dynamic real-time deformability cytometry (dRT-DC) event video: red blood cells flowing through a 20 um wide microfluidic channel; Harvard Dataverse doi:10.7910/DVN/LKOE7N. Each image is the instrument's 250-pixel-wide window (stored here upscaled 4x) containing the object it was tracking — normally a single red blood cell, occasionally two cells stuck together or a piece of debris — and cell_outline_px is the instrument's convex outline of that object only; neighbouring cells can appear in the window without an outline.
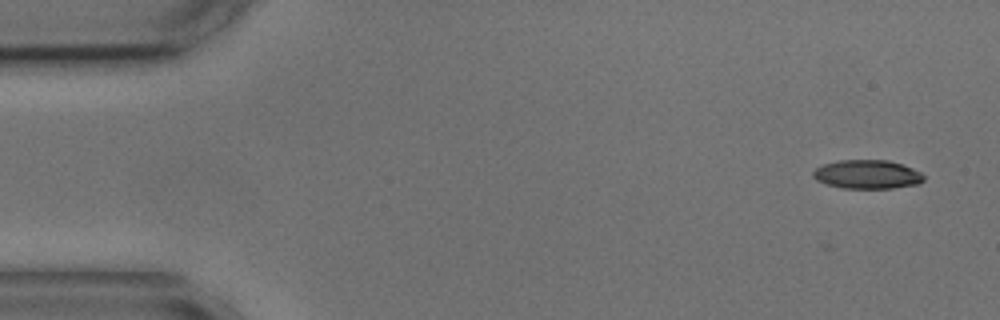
{"species": "common noctule bat (a hibernating species)", "species_latin": "Nyctalus noctula", "temperature_condition": "cold", "stored_images_in_passage": 50, "camera_frame_rate_fps": 3000, "um_per_image_px": 0.085, "animal": {"sex": "male", "body_mass_g": 17.9, "forearm_length_mm": 54.2}, "frame": {"image": 1, "passage_image": 1, "time_ms": 0.0, "image_size_px": [1000, 320], "cell_outline_px": [[924, 180], [916, 184], [892, 188], [844, 188], [828, 184], [816, 180], [812, 176], [812, 172], [816, 168], [824, 164], [836, 160], [888, 160], [912, 168], [920, 172], [924, 176]], "centroid_in_image_um": [73.69, 14.81], "position_along_channel_um": 11.3, "area_um2": 18.44}}
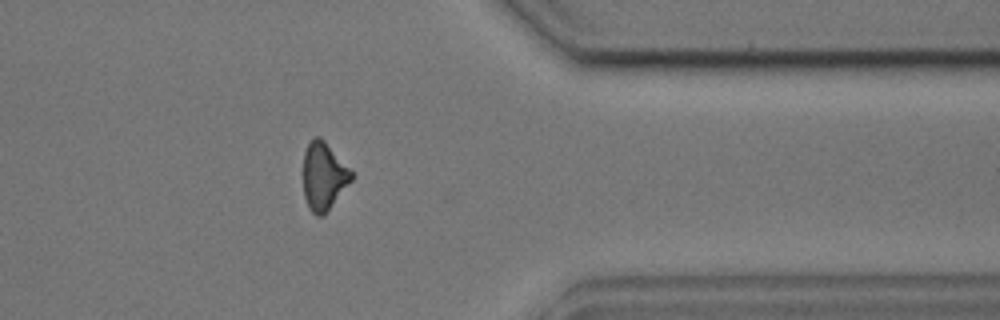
{"frame": {"image": 2, "passage_image": 42, "time_ms": 13.667, "image_size_px": [1000, 320], "cell_outline_px": [[352, 180], [324, 216], [316, 216], [308, 208], [304, 196], [304, 152], [308, 144], [316, 136], [320, 136], [324, 140], [352, 172]], "centroid_in_image_um": [27.5, 15.01], "position_along_channel_um": 383.9, "area_um2": 18.79}}
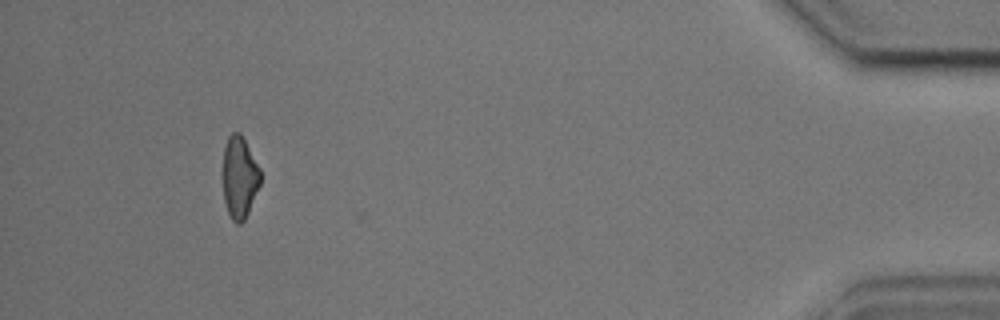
{"frame": {"image": 3, "passage_image": 49, "time_ms": 16.0, "image_size_px": [1000, 320], "cell_outline_px": [[260, 184], [248, 212], [244, 220], [240, 224], [236, 224], [232, 220], [228, 212], [224, 200], [224, 148], [228, 136], [232, 132], [240, 132], [260, 168]], "centroid_in_image_um": [20.36, 15.07], "position_along_channel_um": 414.8, "area_um2": 17.63}, "authors_computed_cell_mechanics": {"area_um2": 19.5364, "velocity_mm_per_s": 3.6307, "shape_relaxation_time_tau1_ms": 7.6834, "shape_relaxation_time_tau2_ms": null, "deformation_change_tau1": 0.1739, "deformation_change_tau2": null}}